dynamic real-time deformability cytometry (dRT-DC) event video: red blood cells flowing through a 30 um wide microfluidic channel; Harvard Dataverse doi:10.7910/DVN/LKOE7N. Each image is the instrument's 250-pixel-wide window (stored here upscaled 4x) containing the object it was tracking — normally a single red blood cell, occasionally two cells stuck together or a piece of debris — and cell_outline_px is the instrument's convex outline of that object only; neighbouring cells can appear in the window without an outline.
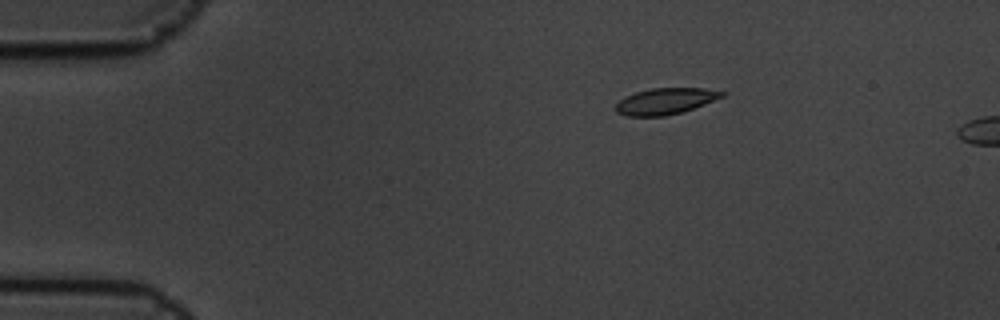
{"species": "common noctule bat (a hibernating species)", "species_latin": "Nyctalus noctula", "temperature_condition": "cold", "stored_images_in_passage": 5, "camera_frame_rate_fps": 3000, "um_per_image_px": 0.085, "animal": {"sex": "male", "body_mass_g": 19.5, "forearm_length_mm": 54.6}, "frame": {"image": 1, "passage_image": 3, "time_ms": 0.667, "image_size_px": [1000, 320], "cell_outline_px": [[728, 92], [724, 96], [704, 104], [680, 112], [664, 116], [628, 116], [616, 112], [616, 104], [624, 96], [636, 92], [652, 88], [704, 88]], "centroid_in_image_um": [56.56, 8.59], "position_along_channel_um": 28.4, "area_um2": 16.13}}